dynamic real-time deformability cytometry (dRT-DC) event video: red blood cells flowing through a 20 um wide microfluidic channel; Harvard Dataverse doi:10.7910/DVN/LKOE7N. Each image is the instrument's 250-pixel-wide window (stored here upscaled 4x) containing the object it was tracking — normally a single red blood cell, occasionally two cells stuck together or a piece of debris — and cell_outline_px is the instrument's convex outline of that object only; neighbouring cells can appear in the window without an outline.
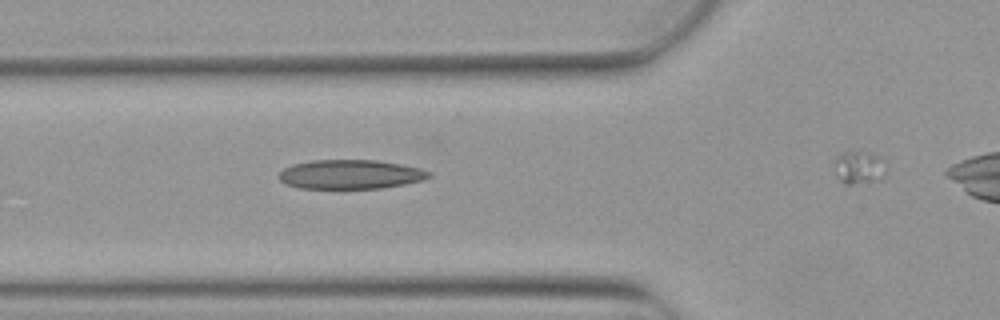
{"species": "Egyptian fruit bat (a non-hibernating species)", "species_latin": "Rousettus aegyptiacus", "temperature_condition": "warm", "stored_images_in_passage": 4, "camera_frame_rate_fps": 3000, "um_per_image_px": 0.085, "animal": {"sex": "female"}, "frame": {"image": 1, "passage_image": 3, "time_ms": 0.667, "image_size_px": [1000, 320], "cell_outline_px": [[432, 176], [424, 180], [404, 184], [380, 188], [300, 188], [288, 184], [280, 180], [276, 176], [284, 168], [292, 164], [312, 160], [376, 160], [400, 164], [420, 168], [432, 172]], "centroid_in_image_um": [29.8, 14.81], "position_along_channel_um": 96.0, "area_um2": 25.55}}